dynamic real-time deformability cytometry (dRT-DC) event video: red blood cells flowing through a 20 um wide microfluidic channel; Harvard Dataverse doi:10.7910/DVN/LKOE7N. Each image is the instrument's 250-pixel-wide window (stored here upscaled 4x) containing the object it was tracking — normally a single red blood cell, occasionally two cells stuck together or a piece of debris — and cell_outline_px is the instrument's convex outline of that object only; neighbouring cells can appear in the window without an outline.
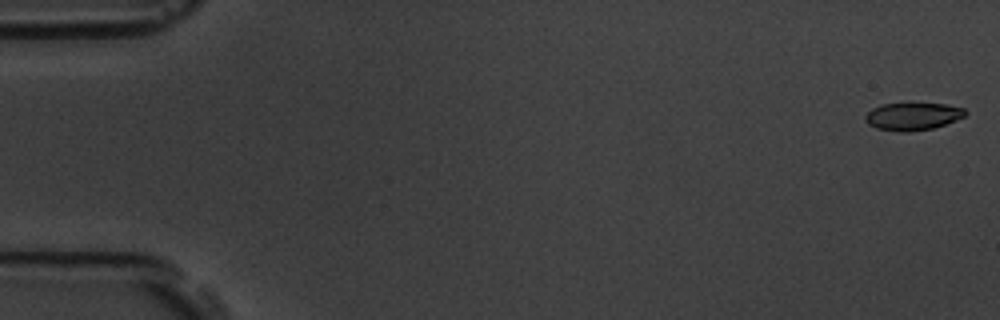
{"species": "common noctule bat (a hibernating species)", "species_latin": "Nyctalus noctula", "temperature_condition": "room temperature", "stored_images_in_passage": 4, "camera_frame_rate_fps": 3000, "um_per_image_px": 0.085, "animal": {"sex": "male", "body_mass_g": 19.5, "forearm_length_mm": 54.6}, "frame": {"image": 1, "passage_image": 1, "time_ms": 0.0, "image_size_px": [1000, 320], "cell_outline_px": [[968, 112], [964, 116], [956, 120], [932, 128], [908, 132], [900, 132], [876, 128], [868, 124], [864, 120], [864, 116], [872, 108], [880, 104], [908, 100], [944, 104], [964, 108]], "centroid_in_image_um": [77.54, 9.83], "position_along_channel_um": 7.5, "area_um2": 16.88}}
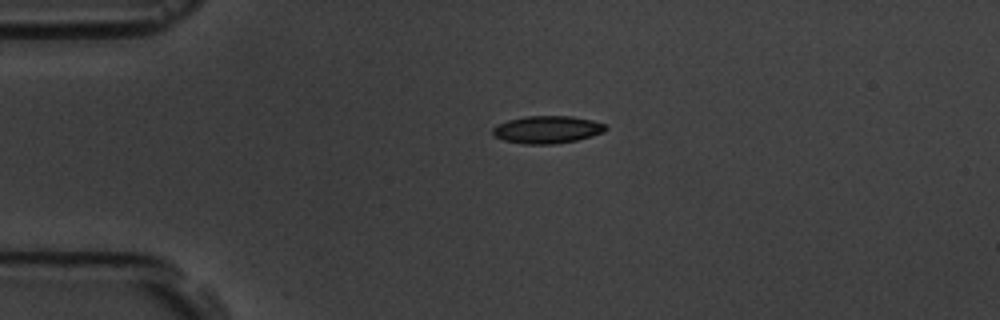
{"frame": {"image": 2, "passage_image": 4, "time_ms": 4.0, "image_size_px": [1000, 320], "cell_outline_px": [[608, 128], [604, 132], [592, 136], [576, 140], [552, 144], [524, 144], [504, 140], [492, 136], [492, 128], [496, 124], [508, 120], [524, 116], [572, 116], [592, 120], [604, 124]], "centroid_in_image_um": [46.48, 11.01], "position_along_channel_um": 38.5, "area_um2": 18.21}}